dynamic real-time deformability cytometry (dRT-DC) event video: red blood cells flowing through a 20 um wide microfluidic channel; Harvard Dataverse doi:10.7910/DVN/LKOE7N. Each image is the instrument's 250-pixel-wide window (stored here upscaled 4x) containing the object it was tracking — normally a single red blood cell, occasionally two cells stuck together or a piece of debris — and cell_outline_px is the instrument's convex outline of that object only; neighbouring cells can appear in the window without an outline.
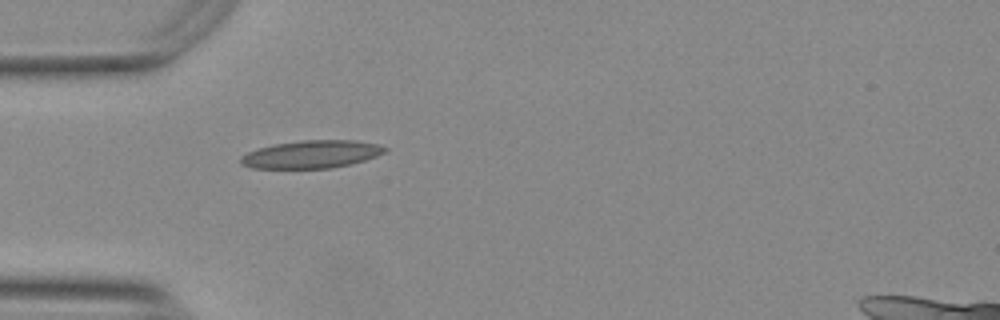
{"species": "Egyptian fruit bat (a non-hibernating species)", "species_latin": "Rousettus aegyptiacus", "temperature_condition": "warm", "stored_images_in_passage": 35, "camera_frame_rate_fps": 3000, "um_per_image_px": 0.085, "animal": {"sex": "female"}, "frame": {"image": 1, "passage_image": 1, "time_ms": 0.0, "image_size_px": [1000, 320], "cell_outline_px": [[388, 152], [364, 160], [332, 168], [252, 168], [240, 164], [240, 156], [256, 148], [272, 144], [300, 140], [356, 140], [376, 144], [388, 148]], "centroid_in_image_um": [26.45, 13.1], "position_along_channel_um": 58.6, "area_um2": 23.47}}
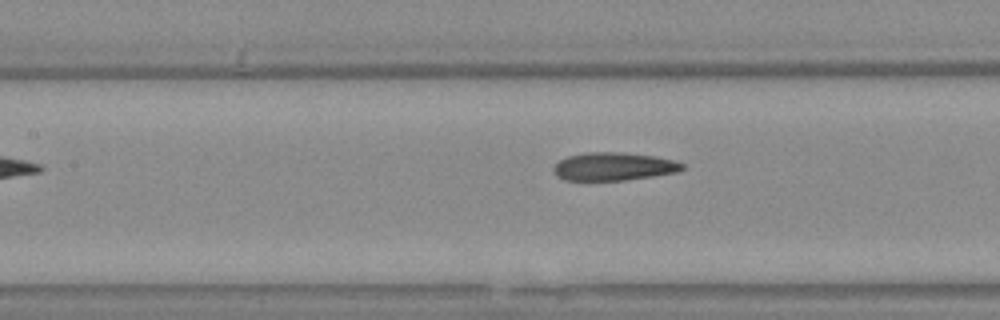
{"frame": {"image": 2, "passage_image": 9, "time_ms": 2.667, "image_size_px": [1000, 320], "cell_outline_px": [[684, 168], [680, 172], [624, 180], [564, 180], [556, 176], [552, 168], [560, 160], [568, 156], [584, 152], [624, 152], [656, 156], [676, 160], [684, 164]], "centroid_in_image_um": [52.19, 14.14], "position_along_channel_um": 155.2, "area_um2": 21.27}}
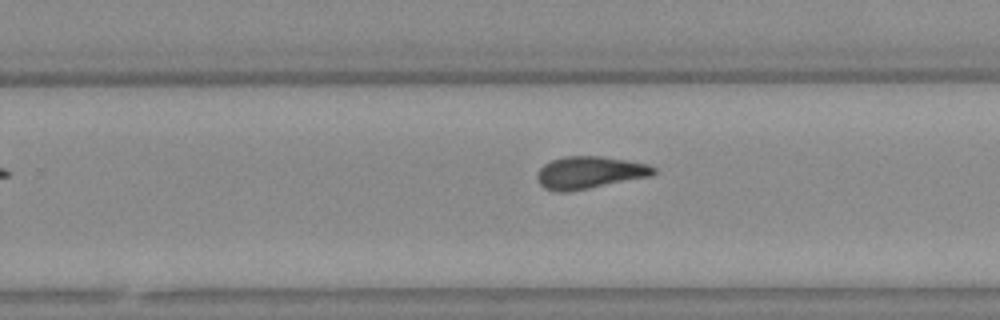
{"frame": {"image": 3, "passage_image": 19, "time_ms": 6.0, "image_size_px": [1000, 320], "cell_outline_px": [[656, 172], [652, 176], [568, 192], [560, 192], [544, 188], [536, 180], [536, 172], [544, 164], [552, 160], [564, 156], [600, 156], [628, 160], [648, 164], [656, 168]], "centroid_in_image_um": [50.1, 14.66], "position_along_channel_um": 279.7, "area_um2": 22.08}, "authors_computed_cell_mechanics": {"area_um2": 21.386, "velocity_mm_per_s": 3.7528, "shape_relaxation_time_tau1_ms": 5.3456, "shape_relaxation_time_tau2_ms": 2.0297, "deformation_change_tau1": 0.1766, "deformation_change_tau2": 0.107}}